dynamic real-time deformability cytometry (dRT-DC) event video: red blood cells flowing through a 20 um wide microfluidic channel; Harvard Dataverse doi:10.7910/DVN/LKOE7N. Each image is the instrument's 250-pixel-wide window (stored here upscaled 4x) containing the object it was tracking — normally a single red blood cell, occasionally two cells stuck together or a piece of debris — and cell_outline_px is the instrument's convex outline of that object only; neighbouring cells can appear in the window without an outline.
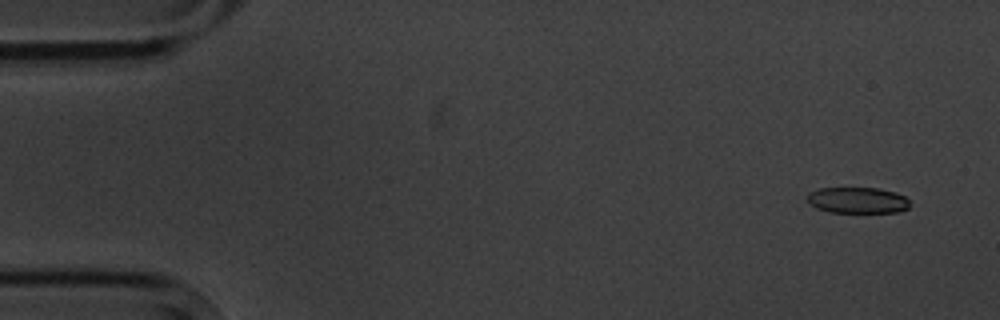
{"species": "common noctule bat (a hibernating species)", "species_latin": "Nyctalus noctula", "temperature_condition": "cold", "stored_images_in_passage": 6, "camera_frame_rate_fps": 3000, "um_per_image_px": 0.085, "animal": {"sex": "male", "body_mass_g": 20.1, "forearm_length_mm": 53.5}, "frame": {"image": 1, "passage_image": 1, "time_ms": 0.0, "image_size_px": [1000, 320], "cell_outline_px": [[908, 208], [900, 212], [828, 212], [816, 208], [808, 204], [808, 192], [820, 188], [880, 188], [896, 192], [904, 196], [908, 200]], "centroid_in_image_um": [72.87, 17.02], "position_along_channel_um": 12.1, "area_um2": 15.66}}
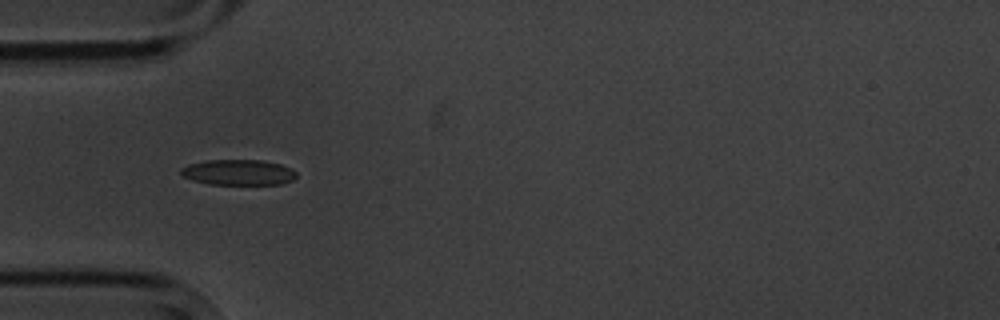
{"frame": {"image": 2, "passage_image": 5, "time_ms": 4.667, "image_size_px": [1000, 320], "cell_outline_px": [[296, 176], [292, 180], [280, 184], [208, 184], [192, 180], [184, 176], [180, 172], [180, 168], [188, 164], [208, 160], [260, 160], [280, 164], [296, 172]], "centroid_in_image_um": [20.22, 14.65], "position_along_channel_um": 64.8, "area_um2": 17.05}}
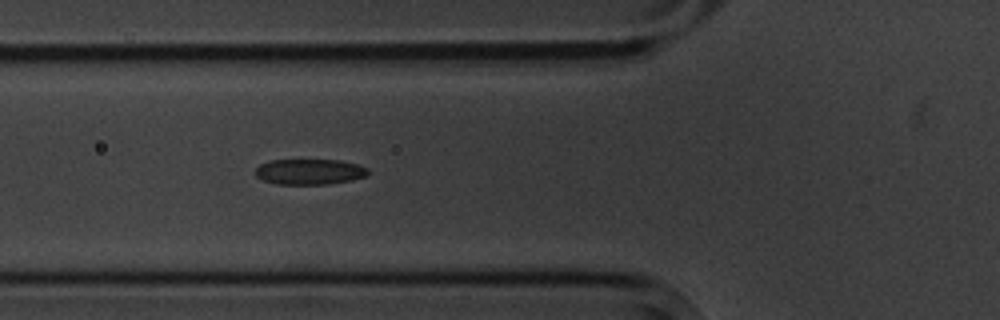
{"frame": {"image": 3, "passage_image": 6, "time_ms": 5.667, "image_size_px": [1000, 320], "cell_outline_px": [[368, 172], [364, 176], [352, 180], [328, 184], [276, 184], [264, 180], [256, 176], [256, 168], [260, 164], [268, 160], [340, 160], [356, 164], [368, 168]], "centroid_in_image_um": [26.29, 14.59], "position_along_channel_um": 99.5, "area_um2": 16.7}}